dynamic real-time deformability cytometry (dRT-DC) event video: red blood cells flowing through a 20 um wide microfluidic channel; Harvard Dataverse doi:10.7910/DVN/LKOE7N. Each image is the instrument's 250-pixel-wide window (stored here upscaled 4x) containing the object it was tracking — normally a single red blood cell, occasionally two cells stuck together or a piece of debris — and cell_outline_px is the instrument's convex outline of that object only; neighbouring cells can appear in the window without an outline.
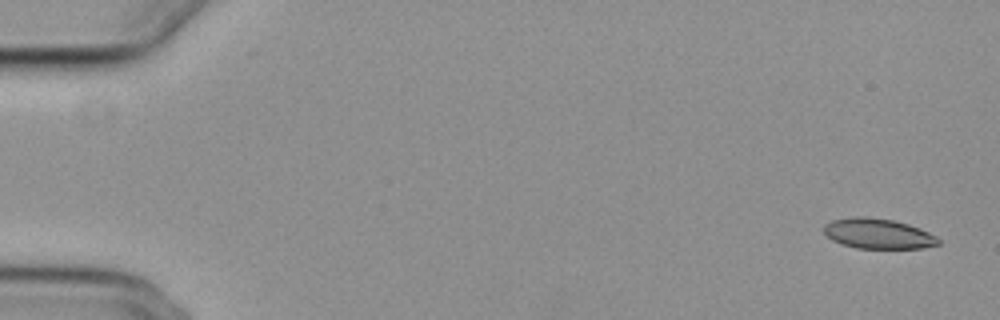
{"species": "common noctule bat (a hibernating species)", "species_latin": "Nyctalus noctula", "temperature_condition": "cold", "stored_images_in_passage": 54, "camera_frame_rate_fps": 3000, "um_per_image_px": 0.085, "animal": {"sex": "female", "body_mass_g": 29.2, "forearm_length_mm": 56.3}, "frame": {"image": 1, "passage_image": 1, "time_ms": 0.0, "image_size_px": [1000, 320], "cell_outline_px": [[940, 244], [924, 248], [856, 248], [832, 240], [824, 232], [824, 224], [832, 220], [852, 216], [868, 216], [892, 220], [908, 224], [920, 228], [936, 236], [940, 240]], "centroid_in_image_um": [74.64, 19.85], "position_along_channel_um": 10.4, "area_um2": 20.17}}
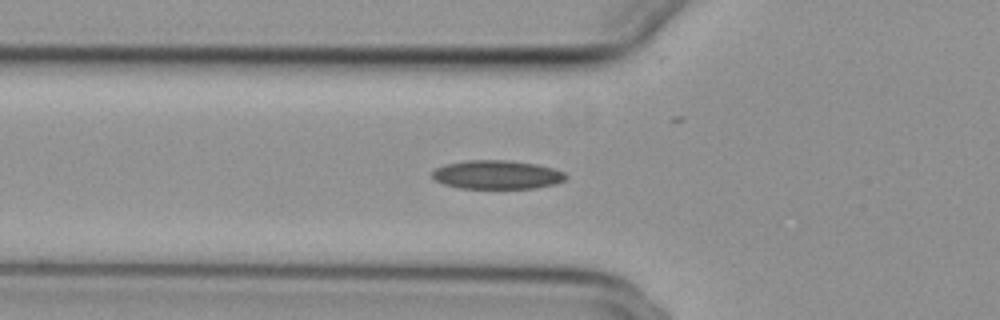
{"frame": {"image": 2, "passage_image": 19, "time_ms": 6.0, "image_size_px": [1000, 320], "cell_outline_px": [[568, 176], [564, 180], [556, 184], [532, 188], [460, 188], [444, 184], [436, 180], [432, 176], [432, 172], [436, 168], [448, 164], [464, 160], [508, 160], [536, 164], [552, 168], [564, 172]], "centroid_in_image_um": [42.26, 14.84], "position_along_channel_um": 83.5, "area_um2": 22.25}}
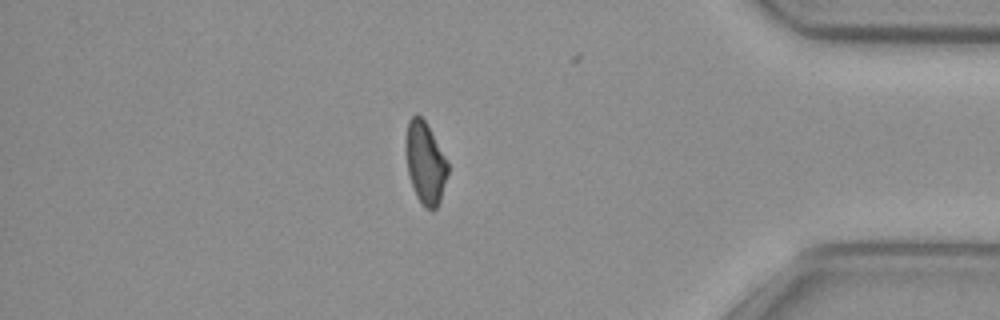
{"frame": {"image": 3, "passage_image": 47, "time_ms": 15.333, "image_size_px": [1000, 320], "cell_outline_px": [[448, 172], [440, 200], [436, 208], [432, 212], [424, 208], [416, 196], [408, 172], [408, 120], [416, 112], [424, 120], [444, 156], [448, 164]], "centroid_in_image_um": [36.17, 13.92], "position_along_channel_um": 399.0, "area_um2": 19.19}}